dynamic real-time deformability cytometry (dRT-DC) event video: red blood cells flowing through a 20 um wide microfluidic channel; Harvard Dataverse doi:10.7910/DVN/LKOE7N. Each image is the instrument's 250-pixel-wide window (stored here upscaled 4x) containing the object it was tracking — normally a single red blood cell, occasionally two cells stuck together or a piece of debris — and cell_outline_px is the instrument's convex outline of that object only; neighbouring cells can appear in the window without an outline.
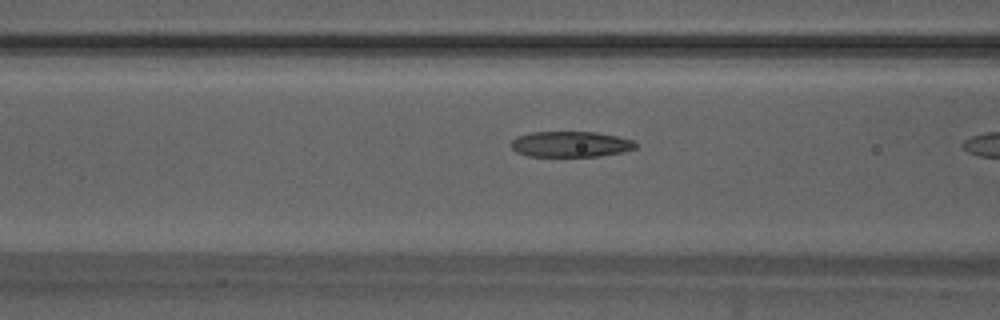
{"species": "Egyptian fruit bat (a non-hibernating species)", "species_latin": "Rousettus aegyptiacus", "temperature_condition": "warm", "stored_images_in_passage": 11, "camera_frame_rate_fps": 3000, "um_per_image_px": 0.085, "animal": {"sex": "male"}, "frame": {"image": 1, "passage_image": 10, "time_ms": 3.0, "image_size_px": [1000, 320], "cell_outline_px": [[636, 148], [624, 152], [596, 156], [528, 156], [516, 152], [512, 148], [512, 140], [516, 136], [528, 132], [596, 132], [616, 136], [632, 140], [636, 144]], "centroid_in_image_um": [48.47, 12.25], "position_along_channel_um": 118.1, "area_um2": 18.61}}